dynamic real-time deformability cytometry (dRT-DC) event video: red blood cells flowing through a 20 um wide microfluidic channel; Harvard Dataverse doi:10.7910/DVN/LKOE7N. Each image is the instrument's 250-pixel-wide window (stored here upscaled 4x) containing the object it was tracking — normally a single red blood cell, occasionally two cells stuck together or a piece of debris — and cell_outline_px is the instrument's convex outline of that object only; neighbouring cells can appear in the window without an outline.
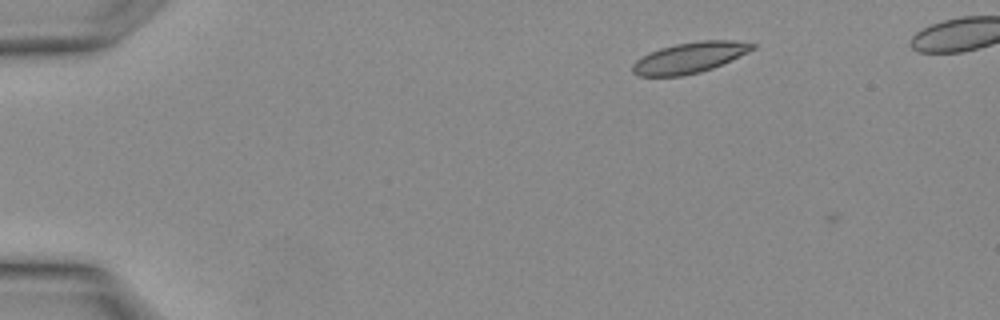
{"species": "Egyptian fruit bat (a non-hibernating species)", "species_latin": "Rousettus aegyptiacus", "temperature_condition": "warm", "stored_images_in_passage": 7, "camera_frame_rate_fps": 3000, "um_per_image_px": 0.085, "animal": {"sex": "female"}, "frame": {"image": 1, "passage_image": 4, "time_ms": 1.0, "image_size_px": [1000, 320], "cell_outline_px": [[756, 48], [748, 52], [712, 68], [700, 72], [680, 76], [640, 76], [632, 72], [632, 64], [636, 60], [660, 48], [676, 44], [700, 40], [732, 40], [756, 44]], "centroid_in_image_um": [58.62, 4.89], "position_along_channel_um": 26.4, "area_um2": 21.21}}